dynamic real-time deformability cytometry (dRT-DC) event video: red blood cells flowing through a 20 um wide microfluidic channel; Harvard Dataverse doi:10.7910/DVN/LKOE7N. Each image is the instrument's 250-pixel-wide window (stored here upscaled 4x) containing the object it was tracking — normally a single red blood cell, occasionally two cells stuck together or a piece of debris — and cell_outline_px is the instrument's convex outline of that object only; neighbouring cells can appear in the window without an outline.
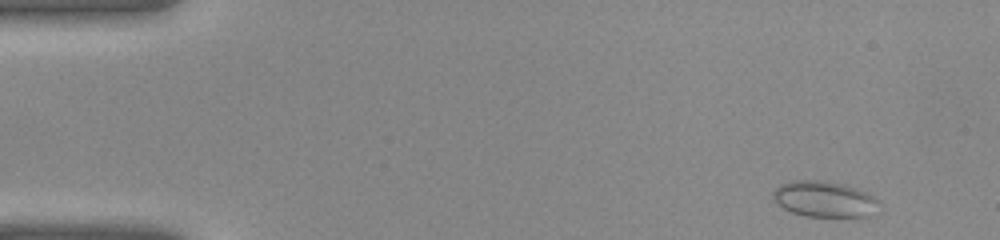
{"species": "common noctule bat (a hibernating species)", "species_latin": "Nyctalus noctula", "temperature_condition": "warm", "stored_images_in_passage": 39, "camera_frame_rate_fps": 3000, "um_per_image_px": 0.085, "animal": {"sex": "female", "body_mass_g": 22.0, "forearm_length_mm": 56.7}, "frame": {"image": 1, "passage_image": 2, "time_ms": 0.333, "image_size_px": [1000, 240], "cell_outline_px": [[880, 212], [868, 216], [804, 216], [792, 212], [776, 204], [772, 200], [772, 192], [780, 184], [796, 180], [816, 180], [844, 184], [868, 192], [880, 200]], "centroid_in_image_um": [70.12, 16.93], "position_along_channel_um": 14.9, "area_um2": 22.54}}
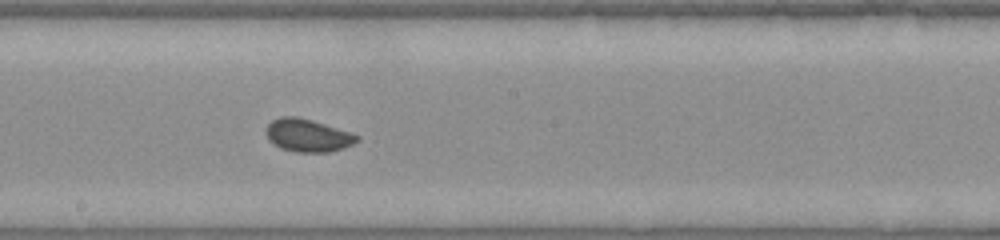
{"frame": {"image": 2, "passage_image": 21, "time_ms": 6.667, "image_size_px": [1000, 240], "cell_outline_px": [[360, 140], [344, 148], [328, 152], [296, 152], [280, 148], [272, 144], [268, 140], [264, 132], [268, 124], [272, 120], [284, 116], [296, 116], [312, 120], [360, 136]], "centroid_in_image_um": [26.11, 11.52], "position_along_channel_um": 222.1, "area_um2": 17.4}}
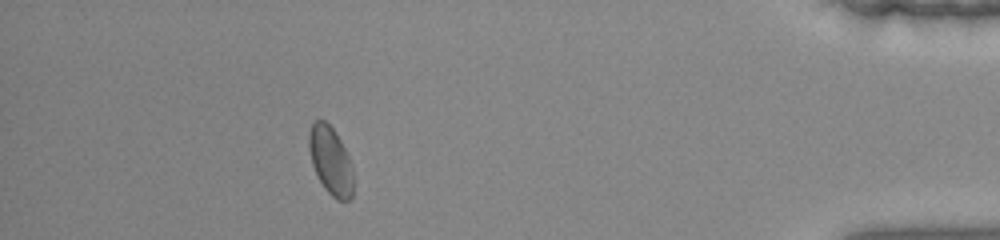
{"frame": {"image": 3, "passage_image": 35, "time_ms": 11.333, "image_size_px": [1000, 240], "cell_outline_px": [[352, 196], [348, 200], [336, 200], [324, 188], [312, 164], [308, 148], [308, 132], [312, 124], [316, 120], [324, 120], [336, 132], [352, 164]], "centroid_in_image_um": [28.08, 13.64], "position_along_channel_um": 407.1, "area_um2": 17.46}}